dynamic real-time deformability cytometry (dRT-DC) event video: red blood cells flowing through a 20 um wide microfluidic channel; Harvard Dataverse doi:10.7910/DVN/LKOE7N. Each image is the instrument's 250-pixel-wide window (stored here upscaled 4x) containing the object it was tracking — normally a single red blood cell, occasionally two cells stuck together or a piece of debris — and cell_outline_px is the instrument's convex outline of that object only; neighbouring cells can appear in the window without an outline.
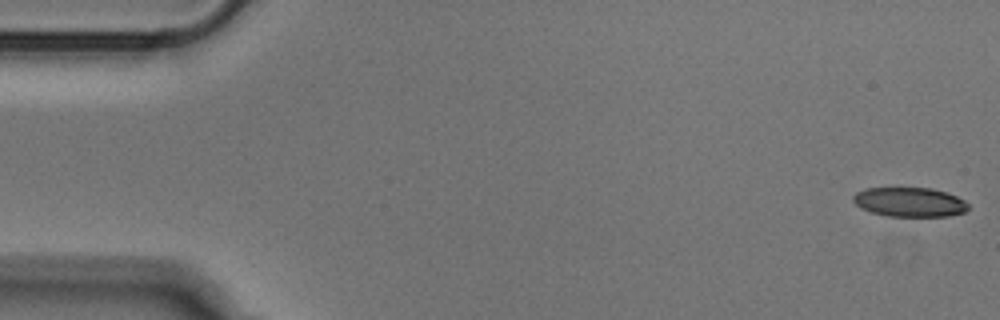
{"species": "Egyptian fruit bat (a non-hibernating species)", "species_latin": "Rousettus aegyptiacus", "temperature_condition": "cold", "stored_images_in_passage": 24, "camera_frame_rate_fps": 3000, "um_per_image_px": 0.085, "animal": {"sex": "male"}, "frame": {"image": 1, "passage_image": 1, "time_ms": 0.0, "image_size_px": [1000, 320], "cell_outline_px": [[968, 208], [964, 212], [948, 216], [888, 216], [872, 212], [856, 204], [852, 200], [852, 196], [856, 192], [864, 188], [932, 188], [948, 192], [964, 200], [968, 204]], "centroid_in_image_um": [77.33, 17.16], "position_along_channel_um": 7.7, "area_um2": 19.65}}
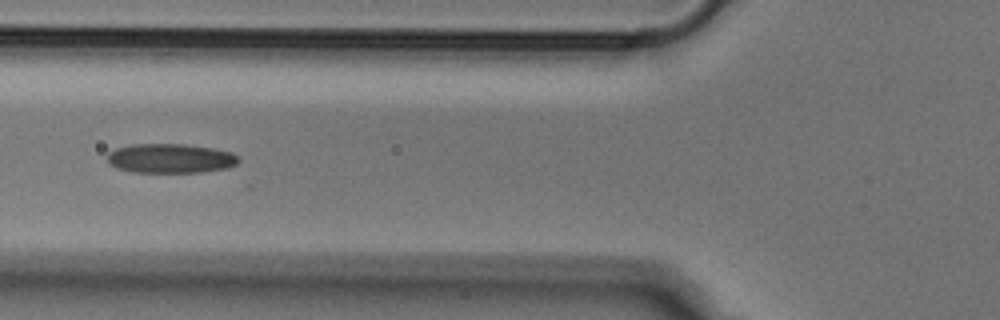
{"frame": {"image": 2, "passage_image": 19, "time_ms": 6.0, "image_size_px": [1000, 320], "cell_outline_px": [[240, 160], [236, 164], [228, 168], [200, 172], [132, 172], [116, 168], [108, 164], [108, 152], [116, 148], [132, 144], [184, 144], [212, 148], [232, 152]], "centroid_in_image_um": [14.46, 13.46], "position_along_channel_um": 111.3, "area_um2": 22.54}}
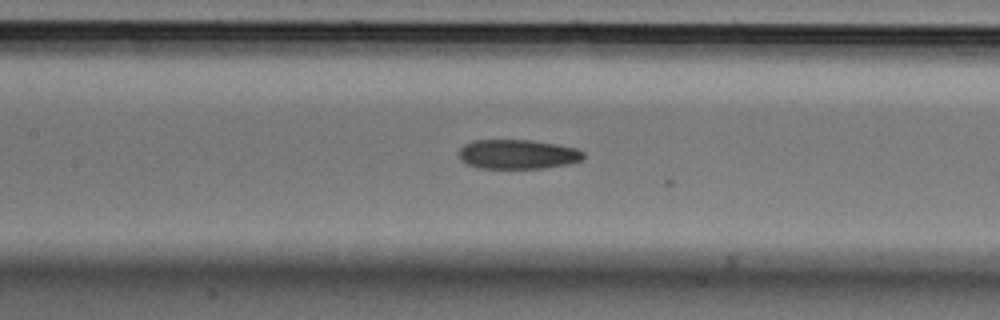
{"frame": {"image": 3, "passage_image": 23, "time_ms": 7.333, "image_size_px": [1000, 320], "cell_outline_px": [[584, 156], [580, 160], [568, 164], [540, 168], [476, 168], [460, 160], [460, 148], [464, 144], [472, 140], [532, 140], [556, 144], [576, 148], [584, 152]], "centroid_in_image_um": [43.98, 13.1], "position_along_channel_um": 163.4, "area_um2": 21.33}}